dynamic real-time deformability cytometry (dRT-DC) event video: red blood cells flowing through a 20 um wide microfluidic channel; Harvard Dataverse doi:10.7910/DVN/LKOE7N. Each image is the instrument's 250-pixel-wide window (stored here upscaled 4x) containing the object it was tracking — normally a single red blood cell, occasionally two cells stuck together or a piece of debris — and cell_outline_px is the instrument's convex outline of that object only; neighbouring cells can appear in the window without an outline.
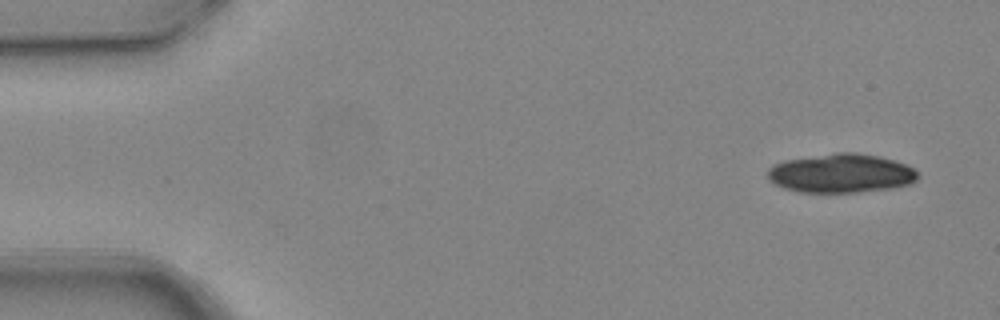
{"species": "common noctule bat (a hibernating species)", "species_latin": "Nyctalus noctula", "temperature_condition": "warm", "stored_images_in_passage": 7, "camera_frame_rate_fps": 3000, "um_per_image_px": 0.085, "animal": {"sex": "female", "body_mass_g": 24.6, "forearm_length_mm": 56.2}, "frame": {"image": 1, "passage_image": 1, "time_ms": 0.0, "image_size_px": [1000, 320], "cell_outline_px": [[920, 176], [912, 184], [892, 188], [856, 192], [800, 192], [784, 188], [768, 180], [768, 168], [772, 164], [784, 160], [836, 152], [856, 152], [880, 156], [908, 164]], "centroid_in_image_um": [71.5, 14.72], "position_along_channel_um": 13.5, "area_um2": 34.39}}
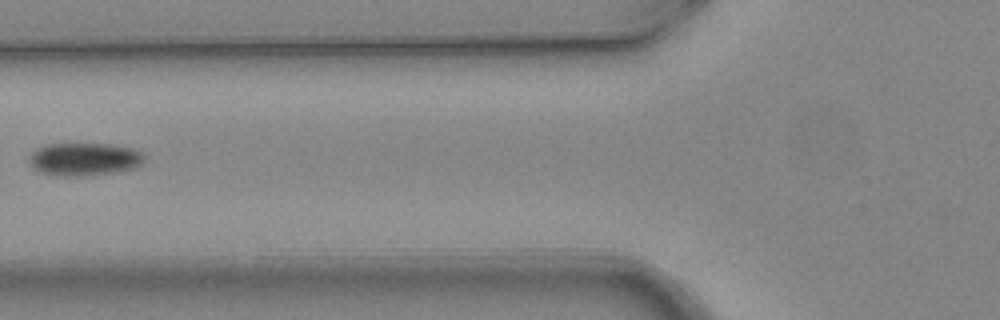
{"frame": {"image": 2, "passage_image": 6, "time_ms": 1.667, "image_size_px": [1000, 320], "cell_outline_px": [[144, 160], [140, 164], [132, 168], [112, 172], [80, 176], [56, 176], [40, 172], [32, 168], [28, 164], [28, 156], [36, 148], [44, 144], [112, 144], [132, 148], [144, 152]], "centroid_in_image_um": [7.1, 13.52], "position_along_channel_um": 118.7, "area_um2": 22.25}}
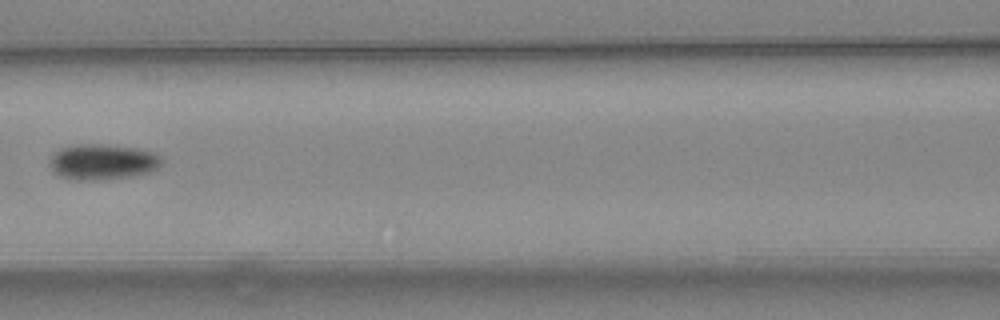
{"frame": {"image": 3, "passage_image": 7, "time_ms": 2.0, "image_size_px": [1000, 320], "cell_outline_px": [[160, 164], [152, 172], [132, 176], [100, 180], [80, 180], [60, 176], [52, 172], [48, 164], [48, 160], [60, 148], [76, 144], [100, 144], [136, 148], [152, 152], [160, 156]], "centroid_in_image_um": [8.67, 13.76], "position_along_channel_um": 157.9, "area_um2": 23.24}}